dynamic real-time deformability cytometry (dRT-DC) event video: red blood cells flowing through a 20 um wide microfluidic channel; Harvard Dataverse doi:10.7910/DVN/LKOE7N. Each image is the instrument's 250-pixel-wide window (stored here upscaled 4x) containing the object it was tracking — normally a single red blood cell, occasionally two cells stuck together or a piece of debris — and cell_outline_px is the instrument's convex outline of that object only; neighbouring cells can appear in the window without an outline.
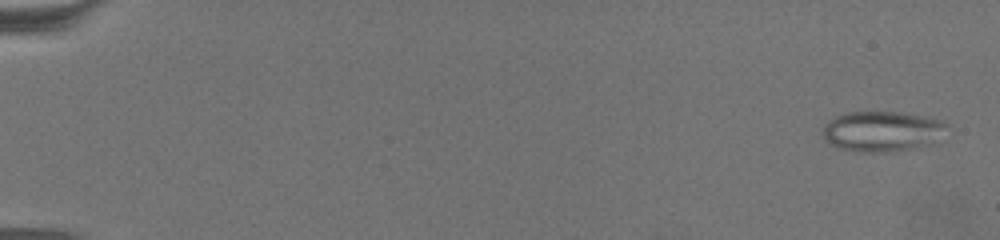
{"species": "common noctule bat (a hibernating species)", "species_latin": "Nyctalus noctula", "temperature_condition": "warm", "stored_images_in_passage": 70, "camera_frame_rate_fps": 3000, "um_per_image_px": 0.085, "animal": {"sex": "female", "body_mass_g": 19.5, "forearm_length_mm": 54.1}, "frame": {"image": 1, "passage_image": 3, "time_ms": 0.667, "image_size_px": [1000, 240], "cell_outline_px": [[948, 124], [936, 144], [884, 152], [864, 152], [840, 148], [824, 140], [824, 124], [836, 116], [848, 112], [896, 112], [920, 116], [940, 120]], "centroid_in_image_um": [74.99, 11.16], "position_along_channel_um": 10.0, "area_um2": 28.84}}
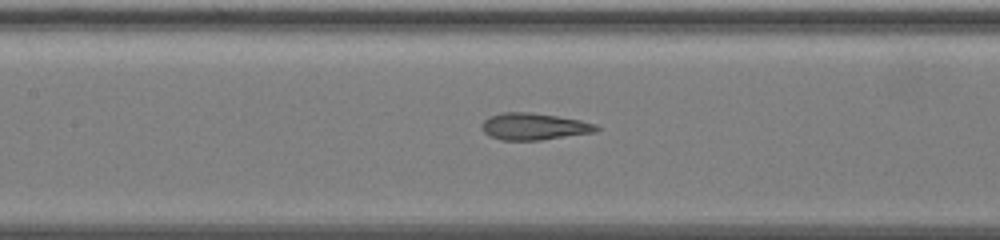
{"frame": {"image": 2, "passage_image": 36, "time_ms": 11.667, "image_size_px": [1000, 240], "cell_outline_px": [[600, 128], [596, 132], [540, 140], [500, 140], [488, 136], [480, 128], [480, 124], [484, 120], [500, 112], [532, 112], [580, 120], [596, 124]], "centroid_in_image_um": [45.36, 10.75], "position_along_channel_um": 162.0, "area_um2": 18.03}}
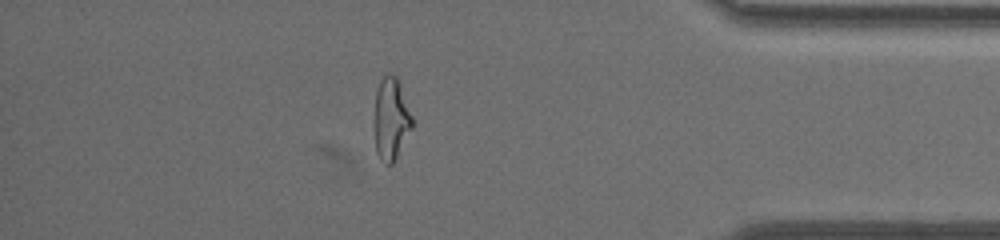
{"frame": {"image": 3, "passage_image": 62, "time_ms": 20.333, "image_size_px": [1000, 240], "cell_outline_px": [[412, 128], [392, 164], [388, 164], [380, 160], [376, 152], [376, 92], [380, 80], [388, 72], [396, 76], [412, 116]], "centroid_in_image_um": [33.25, 10.1], "position_along_channel_um": 401.9, "area_um2": 17.46}, "authors_computed_cell_mechanics": {"area_um2": 19.1029, "velocity_mm_per_s": 3.0876, "shape_relaxation_time_tau1_ms": null, "shape_relaxation_time_tau2_ms": 1.3603, "deformation_change_tau1": null, "deformation_change_tau2": 0.1007}}